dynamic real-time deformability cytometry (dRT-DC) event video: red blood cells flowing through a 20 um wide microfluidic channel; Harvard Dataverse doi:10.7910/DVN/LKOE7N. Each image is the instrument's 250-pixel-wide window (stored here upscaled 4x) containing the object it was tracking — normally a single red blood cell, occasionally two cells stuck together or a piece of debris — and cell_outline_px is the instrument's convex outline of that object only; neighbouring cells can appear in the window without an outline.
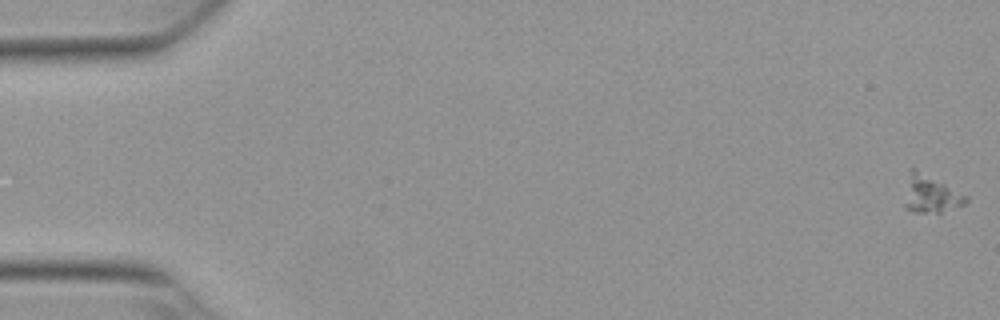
{"species": "Egyptian fruit bat (a non-hibernating species)", "species_latin": "Rousettus aegyptiacus", "temperature_condition": "warm", "stored_images_in_passage": 6, "camera_frame_rate_fps": 3000, "um_per_image_px": 0.085, "animal": {"sex": "female"}, "frame": {"image": 1, "passage_image": 1, "time_ms": 0.0, "image_size_px": [1000, 320], "cell_outline_px": [[968, 200], [964, 204], [940, 212], [912, 212], [904, 208], [904, 204], [908, 168], [916, 168], [968, 196]], "centroid_in_image_um": [79.05, 16.47], "position_along_channel_um": 5.9, "area_um2": 13.47}}